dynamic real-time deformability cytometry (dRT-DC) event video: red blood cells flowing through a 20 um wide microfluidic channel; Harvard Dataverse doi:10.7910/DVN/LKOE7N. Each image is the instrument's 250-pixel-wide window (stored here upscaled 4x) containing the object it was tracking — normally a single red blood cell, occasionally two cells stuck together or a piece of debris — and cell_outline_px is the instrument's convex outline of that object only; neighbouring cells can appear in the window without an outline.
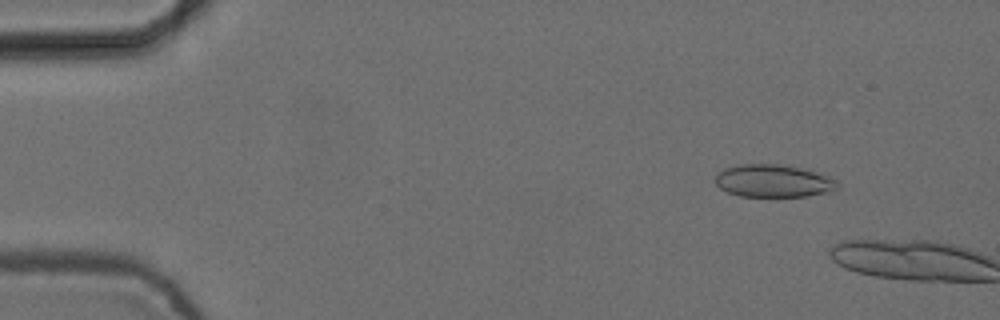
{"species": "common noctule bat (a hibernating species)", "species_latin": "Nyctalus noctula", "temperature_condition": "cold", "stored_images_in_passage": 3, "camera_frame_rate_fps": 3000, "um_per_image_px": 0.085, "animal": {"sex": "female", "body_mass_g": 24.6, "forearm_length_mm": 56.2}, "frame": {"image": 1, "passage_image": 2, "time_ms": 0.333, "image_size_px": [1000, 320], "cell_outline_px": [[840, 184], [832, 192], [808, 196], [740, 196], [728, 192], [720, 188], [712, 180], [716, 172], [724, 168], [740, 164], [788, 164], [816, 172], [840, 180]], "centroid_in_image_um": [65.74, 15.36], "position_along_channel_um": 19.3, "area_um2": 23.76}}